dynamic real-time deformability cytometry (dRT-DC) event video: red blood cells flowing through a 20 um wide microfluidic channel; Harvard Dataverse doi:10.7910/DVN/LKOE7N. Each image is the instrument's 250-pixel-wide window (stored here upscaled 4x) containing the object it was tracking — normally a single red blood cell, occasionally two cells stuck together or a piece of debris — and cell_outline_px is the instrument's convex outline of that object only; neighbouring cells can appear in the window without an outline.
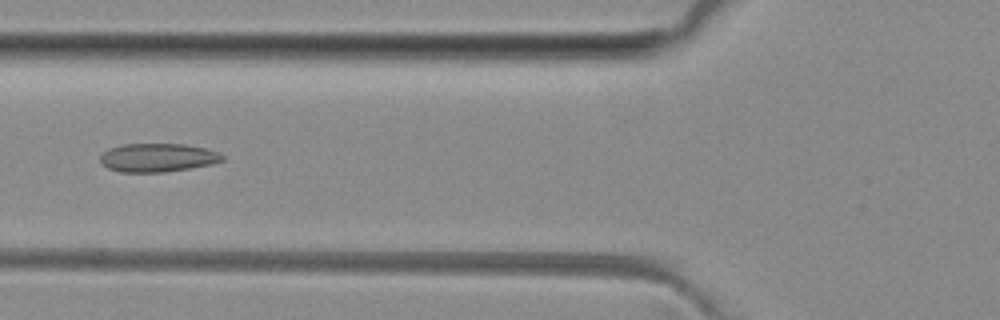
{"species": "common noctule bat (a hibernating species)", "species_latin": "Nyctalus noctula", "temperature_condition": "room temperature", "stored_images_in_passage": 4, "camera_frame_rate_fps": 3000, "um_per_image_px": 0.085, "animal": {"sex": "female", "body_mass_g": 29.2, "forearm_length_mm": 56.3}, "frame": {"image": 1, "passage_image": 4, "time_ms": 3.0, "image_size_px": [1000, 320], "cell_outline_px": [[224, 160], [212, 164], [164, 172], [120, 172], [108, 168], [100, 164], [100, 156], [108, 148], [120, 144], [184, 144], [204, 148], [216, 152], [224, 156]], "centroid_in_image_um": [13.35, 13.4], "position_along_channel_um": 112.5, "area_um2": 20.29}}